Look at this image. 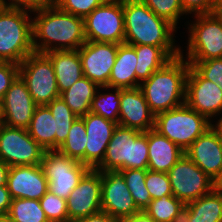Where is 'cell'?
<instances>
[{
	"instance_id": "52",
	"label": "cell",
	"mask_w": 222,
	"mask_h": 222,
	"mask_svg": "<svg viewBox=\"0 0 222 222\" xmlns=\"http://www.w3.org/2000/svg\"><path fill=\"white\" fill-rule=\"evenodd\" d=\"M2 118V111H1V100H0V120Z\"/></svg>"
},
{
	"instance_id": "49",
	"label": "cell",
	"mask_w": 222,
	"mask_h": 222,
	"mask_svg": "<svg viewBox=\"0 0 222 222\" xmlns=\"http://www.w3.org/2000/svg\"><path fill=\"white\" fill-rule=\"evenodd\" d=\"M214 189L222 191V171L221 174L214 181Z\"/></svg>"
},
{
	"instance_id": "3",
	"label": "cell",
	"mask_w": 222,
	"mask_h": 222,
	"mask_svg": "<svg viewBox=\"0 0 222 222\" xmlns=\"http://www.w3.org/2000/svg\"><path fill=\"white\" fill-rule=\"evenodd\" d=\"M188 72L189 63L184 60L181 51V55L169 60L140 84L149 108L155 116L185 104Z\"/></svg>"
},
{
	"instance_id": "32",
	"label": "cell",
	"mask_w": 222,
	"mask_h": 222,
	"mask_svg": "<svg viewBox=\"0 0 222 222\" xmlns=\"http://www.w3.org/2000/svg\"><path fill=\"white\" fill-rule=\"evenodd\" d=\"M8 215L14 222H49L39 200L12 199Z\"/></svg>"
},
{
	"instance_id": "51",
	"label": "cell",
	"mask_w": 222,
	"mask_h": 222,
	"mask_svg": "<svg viewBox=\"0 0 222 222\" xmlns=\"http://www.w3.org/2000/svg\"><path fill=\"white\" fill-rule=\"evenodd\" d=\"M222 135V117L220 118V120L218 121L217 124L213 125Z\"/></svg>"
},
{
	"instance_id": "6",
	"label": "cell",
	"mask_w": 222,
	"mask_h": 222,
	"mask_svg": "<svg viewBox=\"0 0 222 222\" xmlns=\"http://www.w3.org/2000/svg\"><path fill=\"white\" fill-rule=\"evenodd\" d=\"M213 125L206 117L183 104L157 114L154 129L185 152L199 136Z\"/></svg>"
},
{
	"instance_id": "22",
	"label": "cell",
	"mask_w": 222,
	"mask_h": 222,
	"mask_svg": "<svg viewBox=\"0 0 222 222\" xmlns=\"http://www.w3.org/2000/svg\"><path fill=\"white\" fill-rule=\"evenodd\" d=\"M184 151L155 129L148 130V170L167 173Z\"/></svg>"
},
{
	"instance_id": "28",
	"label": "cell",
	"mask_w": 222,
	"mask_h": 222,
	"mask_svg": "<svg viewBox=\"0 0 222 222\" xmlns=\"http://www.w3.org/2000/svg\"><path fill=\"white\" fill-rule=\"evenodd\" d=\"M137 56L136 78L138 81L147 80L153 72L162 68L171 58L157 46L132 45Z\"/></svg>"
},
{
	"instance_id": "39",
	"label": "cell",
	"mask_w": 222,
	"mask_h": 222,
	"mask_svg": "<svg viewBox=\"0 0 222 222\" xmlns=\"http://www.w3.org/2000/svg\"><path fill=\"white\" fill-rule=\"evenodd\" d=\"M203 78L217 84L222 90V58L187 61Z\"/></svg>"
},
{
	"instance_id": "26",
	"label": "cell",
	"mask_w": 222,
	"mask_h": 222,
	"mask_svg": "<svg viewBox=\"0 0 222 222\" xmlns=\"http://www.w3.org/2000/svg\"><path fill=\"white\" fill-rule=\"evenodd\" d=\"M27 130L45 150H55V119L47 105H37Z\"/></svg>"
},
{
	"instance_id": "36",
	"label": "cell",
	"mask_w": 222,
	"mask_h": 222,
	"mask_svg": "<svg viewBox=\"0 0 222 222\" xmlns=\"http://www.w3.org/2000/svg\"><path fill=\"white\" fill-rule=\"evenodd\" d=\"M146 6L157 16L166 19L175 27L178 19L185 14L181 5V0H142Z\"/></svg>"
},
{
	"instance_id": "9",
	"label": "cell",
	"mask_w": 222,
	"mask_h": 222,
	"mask_svg": "<svg viewBox=\"0 0 222 222\" xmlns=\"http://www.w3.org/2000/svg\"><path fill=\"white\" fill-rule=\"evenodd\" d=\"M86 41L124 43L123 0H108L84 18Z\"/></svg>"
},
{
	"instance_id": "48",
	"label": "cell",
	"mask_w": 222,
	"mask_h": 222,
	"mask_svg": "<svg viewBox=\"0 0 222 222\" xmlns=\"http://www.w3.org/2000/svg\"><path fill=\"white\" fill-rule=\"evenodd\" d=\"M212 13L218 16L222 15V0H215V5Z\"/></svg>"
},
{
	"instance_id": "47",
	"label": "cell",
	"mask_w": 222,
	"mask_h": 222,
	"mask_svg": "<svg viewBox=\"0 0 222 222\" xmlns=\"http://www.w3.org/2000/svg\"><path fill=\"white\" fill-rule=\"evenodd\" d=\"M10 167L0 160V186L7 184V177Z\"/></svg>"
},
{
	"instance_id": "11",
	"label": "cell",
	"mask_w": 222,
	"mask_h": 222,
	"mask_svg": "<svg viewBox=\"0 0 222 222\" xmlns=\"http://www.w3.org/2000/svg\"><path fill=\"white\" fill-rule=\"evenodd\" d=\"M167 174L173 195L184 204L196 200L214 189V180L185 153Z\"/></svg>"
},
{
	"instance_id": "27",
	"label": "cell",
	"mask_w": 222,
	"mask_h": 222,
	"mask_svg": "<svg viewBox=\"0 0 222 222\" xmlns=\"http://www.w3.org/2000/svg\"><path fill=\"white\" fill-rule=\"evenodd\" d=\"M187 205L191 222H222V191L213 189Z\"/></svg>"
},
{
	"instance_id": "37",
	"label": "cell",
	"mask_w": 222,
	"mask_h": 222,
	"mask_svg": "<svg viewBox=\"0 0 222 222\" xmlns=\"http://www.w3.org/2000/svg\"><path fill=\"white\" fill-rule=\"evenodd\" d=\"M145 185L152 200L173 195L168 174L165 172L147 170Z\"/></svg>"
},
{
	"instance_id": "43",
	"label": "cell",
	"mask_w": 222,
	"mask_h": 222,
	"mask_svg": "<svg viewBox=\"0 0 222 222\" xmlns=\"http://www.w3.org/2000/svg\"><path fill=\"white\" fill-rule=\"evenodd\" d=\"M73 222H118V218L108 215L107 213L101 211L94 215L76 219Z\"/></svg>"
},
{
	"instance_id": "19",
	"label": "cell",
	"mask_w": 222,
	"mask_h": 222,
	"mask_svg": "<svg viewBox=\"0 0 222 222\" xmlns=\"http://www.w3.org/2000/svg\"><path fill=\"white\" fill-rule=\"evenodd\" d=\"M12 199L40 200L48 191L41 165L12 166L6 184Z\"/></svg>"
},
{
	"instance_id": "30",
	"label": "cell",
	"mask_w": 222,
	"mask_h": 222,
	"mask_svg": "<svg viewBox=\"0 0 222 222\" xmlns=\"http://www.w3.org/2000/svg\"><path fill=\"white\" fill-rule=\"evenodd\" d=\"M147 170L148 169H125L119 171L123 176L136 206L141 211H144L152 200L145 185Z\"/></svg>"
},
{
	"instance_id": "1",
	"label": "cell",
	"mask_w": 222,
	"mask_h": 222,
	"mask_svg": "<svg viewBox=\"0 0 222 222\" xmlns=\"http://www.w3.org/2000/svg\"><path fill=\"white\" fill-rule=\"evenodd\" d=\"M33 12L38 13L32 20L35 52L78 50L86 42L83 18L66 13L55 4ZM54 42L56 45L52 47Z\"/></svg>"
},
{
	"instance_id": "15",
	"label": "cell",
	"mask_w": 222,
	"mask_h": 222,
	"mask_svg": "<svg viewBox=\"0 0 222 222\" xmlns=\"http://www.w3.org/2000/svg\"><path fill=\"white\" fill-rule=\"evenodd\" d=\"M101 188V171L90 169L66 200L70 222L102 211Z\"/></svg>"
},
{
	"instance_id": "35",
	"label": "cell",
	"mask_w": 222,
	"mask_h": 222,
	"mask_svg": "<svg viewBox=\"0 0 222 222\" xmlns=\"http://www.w3.org/2000/svg\"><path fill=\"white\" fill-rule=\"evenodd\" d=\"M39 202L49 222H70L66 199L47 191Z\"/></svg>"
},
{
	"instance_id": "25",
	"label": "cell",
	"mask_w": 222,
	"mask_h": 222,
	"mask_svg": "<svg viewBox=\"0 0 222 222\" xmlns=\"http://www.w3.org/2000/svg\"><path fill=\"white\" fill-rule=\"evenodd\" d=\"M97 88H100L97 83L83 76L63 91L60 97L77 117H83L90 112L92 99L98 91Z\"/></svg>"
},
{
	"instance_id": "10",
	"label": "cell",
	"mask_w": 222,
	"mask_h": 222,
	"mask_svg": "<svg viewBox=\"0 0 222 222\" xmlns=\"http://www.w3.org/2000/svg\"><path fill=\"white\" fill-rule=\"evenodd\" d=\"M190 25L188 61L222 58V19L213 13L196 15Z\"/></svg>"
},
{
	"instance_id": "33",
	"label": "cell",
	"mask_w": 222,
	"mask_h": 222,
	"mask_svg": "<svg viewBox=\"0 0 222 222\" xmlns=\"http://www.w3.org/2000/svg\"><path fill=\"white\" fill-rule=\"evenodd\" d=\"M184 203L174 195L151 200L144 212L155 222H172Z\"/></svg>"
},
{
	"instance_id": "23",
	"label": "cell",
	"mask_w": 222,
	"mask_h": 222,
	"mask_svg": "<svg viewBox=\"0 0 222 222\" xmlns=\"http://www.w3.org/2000/svg\"><path fill=\"white\" fill-rule=\"evenodd\" d=\"M137 56L132 45L121 43L118 46L116 60L109 77V87L100 88H136L140 87L141 82L136 78Z\"/></svg>"
},
{
	"instance_id": "14",
	"label": "cell",
	"mask_w": 222,
	"mask_h": 222,
	"mask_svg": "<svg viewBox=\"0 0 222 222\" xmlns=\"http://www.w3.org/2000/svg\"><path fill=\"white\" fill-rule=\"evenodd\" d=\"M185 104L210 121V117L221 114L222 90L214 82L203 78L189 65Z\"/></svg>"
},
{
	"instance_id": "17",
	"label": "cell",
	"mask_w": 222,
	"mask_h": 222,
	"mask_svg": "<svg viewBox=\"0 0 222 222\" xmlns=\"http://www.w3.org/2000/svg\"><path fill=\"white\" fill-rule=\"evenodd\" d=\"M36 107L25 82L18 76L1 99V123L27 129Z\"/></svg>"
},
{
	"instance_id": "20",
	"label": "cell",
	"mask_w": 222,
	"mask_h": 222,
	"mask_svg": "<svg viewBox=\"0 0 222 222\" xmlns=\"http://www.w3.org/2000/svg\"><path fill=\"white\" fill-rule=\"evenodd\" d=\"M118 125L141 132L154 129L155 115L140 87L121 88Z\"/></svg>"
},
{
	"instance_id": "12",
	"label": "cell",
	"mask_w": 222,
	"mask_h": 222,
	"mask_svg": "<svg viewBox=\"0 0 222 222\" xmlns=\"http://www.w3.org/2000/svg\"><path fill=\"white\" fill-rule=\"evenodd\" d=\"M44 152L27 129L0 124V160L9 167L40 165Z\"/></svg>"
},
{
	"instance_id": "45",
	"label": "cell",
	"mask_w": 222,
	"mask_h": 222,
	"mask_svg": "<svg viewBox=\"0 0 222 222\" xmlns=\"http://www.w3.org/2000/svg\"><path fill=\"white\" fill-rule=\"evenodd\" d=\"M118 222H155L144 211H140L131 216H123L118 218Z\"/></svg>"
},
{
	"instance_id": "13",
	"label": "cell",
	"mask_w": 222,
	"mask_h": 222,
	"mask_svg": "<svg viewBox=\"0 0 222 222\" xmlns=\"http://www.w3.org/2000/svg\"><path fill=\"white\" fill-rule=\"evenodd\" d=\"M119 44L86 41L79 49L84 77L99 86L109 87V77Z\"/></svg>"
},
{
	"instance_id": "50",
	"label": "cell",
	"mask_w": 222,
	"mask_h": 222,
	"mask_svg": "<svg viewBox=\"0 0 222 222\" xmlns=\"http://www.w3.org/2000/svg\"><path fill=\"white\" fill-rule=\"evenodd\" d=\"M0 222H14L12 218L8 215H0Z\"/></svg>"
},
{
	"instance_id": "42",
	"label": "cell",
	"mask_w": 222,
	"mask_h": 222,
	"mask_svg": "<svg viewBox=\"0 0 222 222\" xmlns=\"http://www.w3.org/2000/svg\"><path fill=\"white\" fill-rule=\"evenodd\" d=\"M181 5L185 14H209L213 12L215 0H181Z\"/></svg>"
},
{
	"instance_id": "40",
	"label": "cell",
	"mask_w": 222,
	"mask_h": 222,
	"mask_svg": "<svg viewBox=\"0 0 222 222\" xmlns=\"http://www.w3.org/2000/svg\"><path fill=\"white\" fill-rule=\"evenodd\" d=\"M18 76V64L12 62H0V100Z\"/></svg>"
},
{
	"instance_id": "4",
	"label": "cell",
	"mask_w": 222,
	"mask_h": 222,
	"mask_svg": "<svg viewBox=\"0 0 222 222\" xmlns=\"http://www.w3.org/2000/svg\"><path fill=\"white\" fill-rule=\"evenodd\" d=\"M148 168V131L117 125L97 171Z\"/></svg>"
},
{
	"instance_id": "24",
	"label": "cell",
	"mask_w": 222,
	"mask_h": 222,
	"mask_svg": "<svg viewBox=\"0 0 222 222\" xmlns=\"http://www.w3.org/2000/svg\"><path fill=\"white\" fill-rule=\"evenodd\" d=\"M45 54L53 64L60 94L84 76L78 50H56Z\"/></svg>"
},
{
	"instance_id": "46",
	"label": "cell",
	"mask_w": 222,
	"mask_h": 222,
	"mask_svg": "<svg viewBox=\"0 0 222 222\" xmlns=\"http://www.w3.org/2000/svg\"><path fill=\"white\" fill-rule=\"evenodd\" d=\"M172 222H191L190 208L187 204L183 205V207L179 210Z\"/></svg>"
},
{
	"instance_id": "38",
	"label": "cell",
	"mask_w": 222,
	"mask_h": 222,
	"mask_svg": "<svg viewBox=\"0 0 222 222\" xmlns=\"http://www.w3.org/2000/svg\"><path fill=\"white\" fill-rule=\"evenodd\" d=\"M108 0H54V4L62 11L85 18L94 9Z\"/></svg>"
},
{
	"instance_id": "2",
	"label": "cell",
	"mask_w": 222,
	"mask_h": 222,
	"mask_svg": "<svg viewBox=\"0 0 222 222\" xmlns=\"http://www.w3.org/2000/svg\"><path fill=\"white\" fill-rule=\"evenodd\" d=\"M123 14L124 43L160 47L171 59L181 55L180 48L173 45L176 27L157 16L142 0H123Z\"/></svg>"
},
{
	"instance_id": "21",
	"label": "cell",
	"mask_w": 222,
	"mask_h": 222,
	"mask_svg": "<svg viewBox=\"0 0 222 222\" xmlns=\"http://www.w3.org/2000/svg\"><path fill=\"white\" fill-rule=\"evenodd\" d=\"M81 118L84 120L87 135L85 165L96 169L104 159L106 148L118 124L92 112Z\"/></svg>"
},
{
	"instance_id": "41",
	"label": "cell",
	"mask_w": 222,
	"mask_h": 222,
	"mask_svg": "<svg viewBox=\"0 0 222 222\" xmlns=\"http://www.w3.org/2000/svg\"><path fill=\"white\" fill-rule=\"evenodd\" d=\"M0 4L10 8L25 9L33 12L53 5L54 0H12L9 3L5 0H0Z\"/></svg>"
},
{
	"instance_id": "31",
	"label": "cell",
	"mask_w": 222,
	"mask_h": 222,
	"mask_svg": "<svg viewBox=\"0 0 222 222\" xmlns=\"http://www.w3.org/2000/svg\"><path fill=\"white\" fill-rule=\"evenodd\" d=\"M55 119V150L66 140L72 123L77 118L61 97L47 104Z\"/></svg>"
},
{
	"instance_id": "34",
	"label": "cell",
	"mask_w": 222,
	"mask_h": 222,
	"mask_svg": "<svg viewBox=\"0 0 222 222\" xmlns=\"http://www.w3.org/2000/svg\"><path fill=\"white\" fill-rule=\"evenodd\" d=\"M115 93L100 94L96 92L92 99L90 112L102 116L105 119L119 123V109L121 88H112ZM99 93V94H98ZM98 94V95H97Z\"/></svg>"
},
{
	"instance_id": "29",
	"label": "cell",
	"mask_w": 222,
	"mask_h": 222,
	"mask_svg": "<svg viewBox=\"0 0 222 222\" xmlns=\"http://www.w3.org/2000/svg\"><path fill=\"white\" fill-rule=\"evenodd\" d=\"M86 142L87 135L84 120L77 117L71 125L66 140L57 150L85 165Z\"/></svg>"
},
{
	"instance_id": "16",
	"label": "cell",
	"mask_w": 222,
	"mask_h": 222,
	"mask_svg": "<svg viewBox=\"0 0 222 222\" xmlns=\"http://www.w3.org/2000/svg\"><path fill=\"white\" fill-rule=\"evenodd\" d=\"M102 211L113 217L131 216L141 210L119 171H101Z\"/></svg>"
},
{
	"instance_id": "8",
	"label": "cell",
	"mask_w": 222,
	"mask_h": 222,
	"mask_svg": "<svg viewBox=\"0 0 222 222\" xmlns=\"http://www.w3.org/2000/svg\"><path fill=\"white\" fill-rule=\"evenodd\" d=\"M40 165L48 181V191L66 200L90 170L88 166L58 150H45Z\"/></svg>"
},
{
	"instance_id": "5",
	"label": "cell",
	"mask_w": 222,
	"mask_h": 222,
	"mask_svg": "<svg viewBox=\"0 0 222 222\" xmlns=\"http://www.w3.org/2000/svg\"><path fill=\"white\" fill-rule=\"evenodd\" d=\"M25 9L0 6V62L20 64L35 52L32 19Z\"/></svg>"
},
{
	"instance_id": "18",
	"label": "cell",
	"mask_w": 222,
	"mask_h": 222,
	"mask_svg": "<svg viewBox=\"0 0 222 222\" xmlns=\"http://www.w3.org/2000/svg\"><path fill=\"white\" fill-rule=\"evenodd\" d=\"M214 181L222 171V135L212 126L184 152Z\"/></svg>"
},
{
	"instance_id": "7",
	"label": "cell",
	"mask_w": 222,
	"mask_h": 222,
	"mask_svg": "<svg viewBox=\"0 0 222 222\" xmlns=\"http://www.w3.org/2000/svg\"><path fill=\"white\" fill-rule=\"evenodd\" d=\"M19 76L37 105H47L60 97L53 64L45 53L28 55L19 64Z\"/></svg>"
},
{
	"instance_id": "44",
	"label": "cell",
	"mask_w": 222,
	"mask_h": 222,
	"mask_svg": "<svg viewBox=\"0 0 222 222\" xmlns=\"http://www.w3.org/2000/svg\"><path fill=\"white\" fill-rule=\"evenodd\" d=\"M11 200L7 186H0V215L8 214Z\"/></svg>"
}]
</instances>
